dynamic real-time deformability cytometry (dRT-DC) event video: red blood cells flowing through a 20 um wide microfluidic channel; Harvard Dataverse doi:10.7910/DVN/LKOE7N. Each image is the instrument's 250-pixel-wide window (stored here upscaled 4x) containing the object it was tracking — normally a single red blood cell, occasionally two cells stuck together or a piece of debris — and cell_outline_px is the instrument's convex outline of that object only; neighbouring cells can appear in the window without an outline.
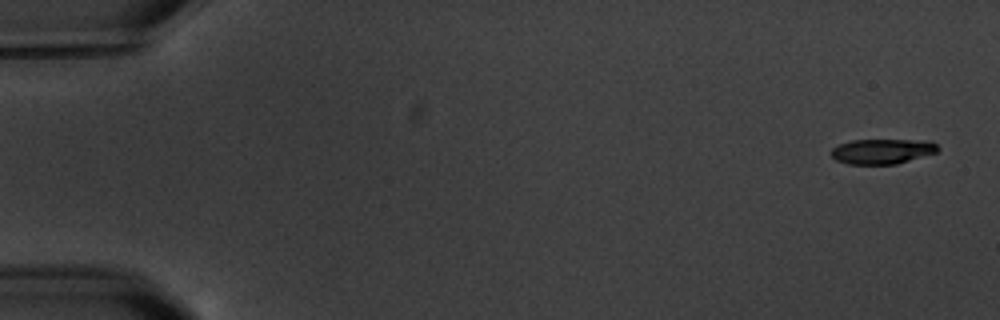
{"species": "common noctule bat (a hibernating species)", "species_latin": "Nyctalus noctula", "temperature_condition": "warm", "stored_images_in_passage": 16, "camera_frame_rate_fps": 3000, "um_per_image_px": 0.085, "animal": {"sex": "male", "body_mass_g": 20.1, "forearm_length_mm": 53.5}, "frame": {"image": 1, "passage_image": 1, "time_ms": 0.0, "image_size_px": [1000, 320], "cell_outline_px": [[940, 148], [936, 152], [896, 164], [848, 164], [836, 160], [828, 152], [832, 148], [840, 144], [852, 140], [932, 140]], "centroid_in_image_um": [74.98, 12.85], "position_along_channel_um": 10.0, "area_um2": 15.61}}
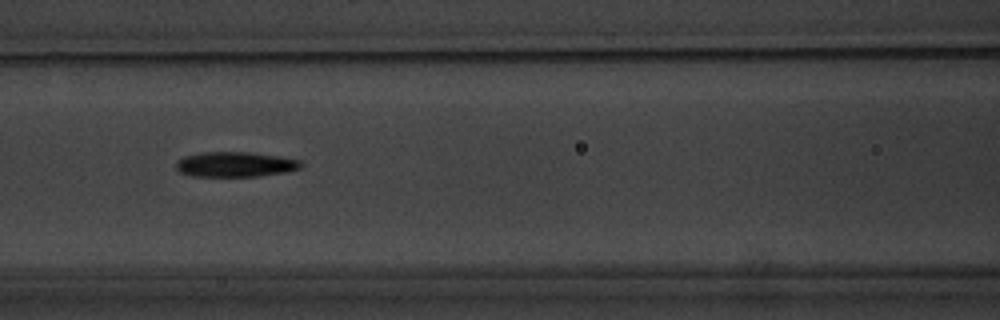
{"frame": {"image": 2, "passage_image": 8, "time_ms": 8.0, "image_size_px": [1000, 320], "cell_outline_px": [[304, 164], [300, 168], [288, 172], [256, 176], [192, 176], [180, 172], [176, 168], [176, 160], [184, 156], [204, 152], [252, 152], [280, 156], [300, 160]], "centroid_in_image_um": [20.02, 13.96], "position_along_channel_um": 146.6, "area_um2": 18.38}}
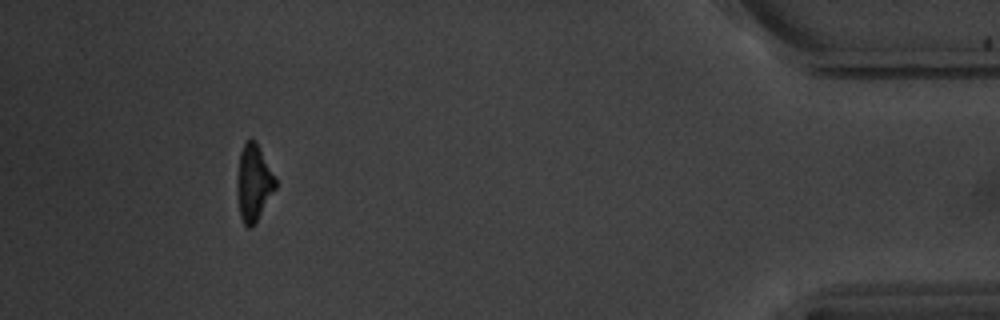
{"frame": {"image": 3, "passage_image": 15, "time_ms": 17.333, "image_size_px": [1000, 320], "cell_outline_px": [[276, 188], [256, 224], [252, 228], [248, 228], [244, 224], [240, 216], [236, 192], [236, 184], [240, 152], [244, 140], [256, 140], [276, 176]], "centroid_in_image_um": [21.56, 15.55], "position_along_channel_um": 413.6, "area_um2": 17.63}, "authors_computed_cell_mechanics": {"area_um2": 17.8024, "velocity_mm_per_s": 3.4863, "shape_relaxation_time_tau1_ms": 4.3611, "shape_relaxation_time_tau2_ms": 7.1149, "deformation_change_tau1": 0.162, "deformation_change_tau2": 0.1702}}